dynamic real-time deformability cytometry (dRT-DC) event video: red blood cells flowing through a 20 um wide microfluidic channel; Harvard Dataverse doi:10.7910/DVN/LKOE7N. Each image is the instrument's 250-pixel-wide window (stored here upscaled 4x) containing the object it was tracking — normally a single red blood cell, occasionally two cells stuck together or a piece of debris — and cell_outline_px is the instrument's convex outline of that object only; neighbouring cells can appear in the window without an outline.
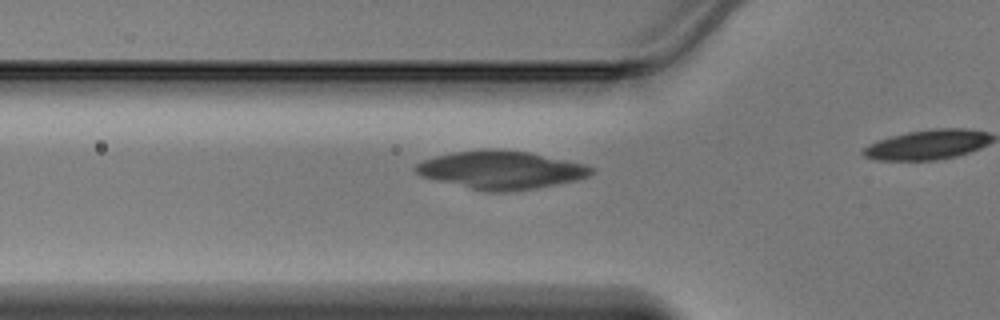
{"species": "Egyptian fruit bat (a non-hibernating species)", "species_latin": "Rousettus aegyptiacus", "temperature_condition": "warm", "stored_images_in_passage": 9, "camera_frame_rate_fps": 3000, "um_per_image_px": 0.085, "animal": {"sex": "male"}, "frame": {"image": 1, "passage_image": 7, "time_ms": 2.0, "image_size_px": [1000, 320], "cell_outline_px": [[596, 172], [588, 176], [576, 180], [536, 188], [512, 192], [488, 192], [436, 180], [420, 176], [412, 168], [416, 164], [424, 160], [436, 156], [456, 152], [528, 152], [584, 164], [596, 168]], "centroid_in_image_um": [42.63, 14.49], "position_along_channel_um": 83.2, "area_um2": 37.8}}